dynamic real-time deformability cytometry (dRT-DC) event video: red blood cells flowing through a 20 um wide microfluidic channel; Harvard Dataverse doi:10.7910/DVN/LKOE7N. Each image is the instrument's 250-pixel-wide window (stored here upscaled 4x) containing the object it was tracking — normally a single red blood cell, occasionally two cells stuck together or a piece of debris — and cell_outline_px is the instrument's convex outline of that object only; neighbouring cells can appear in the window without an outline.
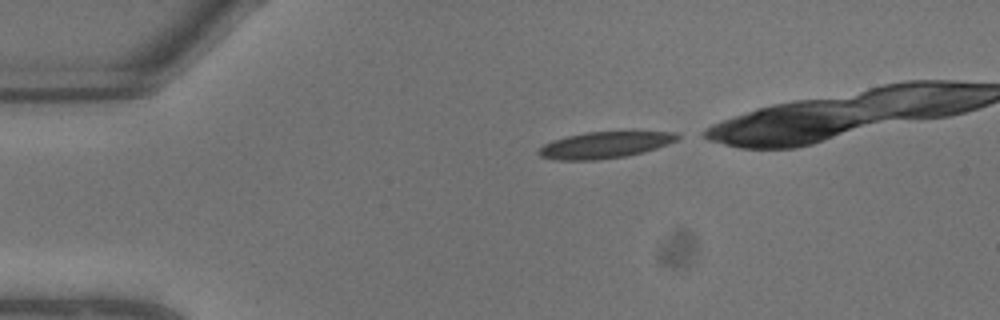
{"species": "common noctule bat (a hibernating species)", "species_latin": "Nyctalus noctula", "temperature_condition": "warm", "stored_images_in_passage": 4, "camera_frame_rate_fps": 3000, "um_per_image_px": 0.085, "animal": {"sex": "male", "body_mass_g": 13.3}, "frame": {"image": 1, "passage_image": 1, "time_ms": 0.0, "image_size_px": [1000, 320], "cell_outline_px": [[680, 136], [676, 140], [668, 144], [644, 152], [628, 156], [596, 160], [560, 160], [540, 156], [536, 152], [544, 144], [552, 140], [568, 136], [588, 132], [676, 132]], "centroid_in_image_um": [51.4, 12.33], "position_along_channel_um": 33.6, "area_um2": 21.21}}